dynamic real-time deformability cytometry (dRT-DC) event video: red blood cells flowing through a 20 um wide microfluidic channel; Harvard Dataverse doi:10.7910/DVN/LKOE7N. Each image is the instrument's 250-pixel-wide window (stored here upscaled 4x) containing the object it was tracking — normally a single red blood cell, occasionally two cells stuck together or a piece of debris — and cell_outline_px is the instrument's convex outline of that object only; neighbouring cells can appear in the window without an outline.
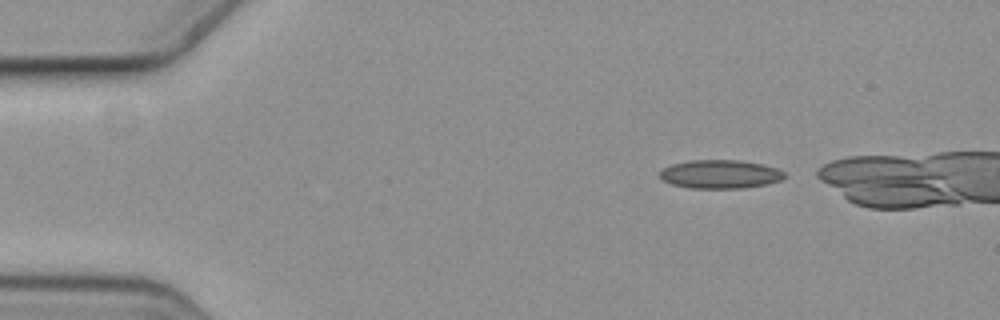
{"species": "common noctule bat (a hibernating species)", "species_latin": "Nyctalus noctula", "temperature_condition": "cold", "stored_images_in_passage": 6, "segment_of_instrument_passage": [1, 2], "camera_frame_rate_fps": 3000, "um_per_image_px": 0.085, "animal": {"sex": "female", "body_mass_g": 19.3, "forearm_length_mm": 54.1}, "frame": {"image": 1, "passage_image": 1, "time_ms": 0.0, "image_size_px": [1000, 320], "cell_outline_px": [[784, 176], [780, 180], [764, 184], [740, 188], [688, 188], [672, 184], [660, 180], [660, 172], [664, 168], [672, 164], [688, 160], [740, 160], [760, 164], [776, 168], [784, 172]], "centroid_in_image_um": [61.15, 14.8], "position_along_channel_um": 23.9, "area_um2": 20.58}}
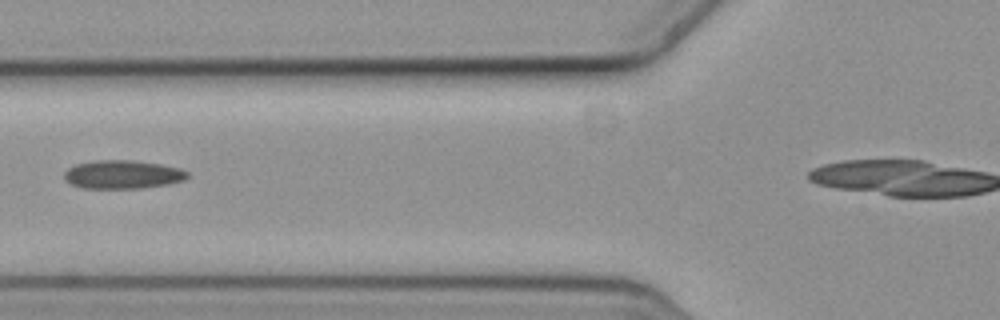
{"frame": {"image": 2, "passage_image": 5, "time_ms": 1.333, "image_size_px": [1000, 320], "cell_outline_px": [[188, 176], [184, 180], [168, 184], [140, 188], [84, 188], [72, 184], [64, 180], [64, 172], [68, 168], [76, 164], [96, 160], [132, 160], [160, 164], [180, 168], [188, 172]], "centroid_in_image_um": [10.41, 14.83], "position_along_channel_um": 115.4, "area_um2": 20.4}}